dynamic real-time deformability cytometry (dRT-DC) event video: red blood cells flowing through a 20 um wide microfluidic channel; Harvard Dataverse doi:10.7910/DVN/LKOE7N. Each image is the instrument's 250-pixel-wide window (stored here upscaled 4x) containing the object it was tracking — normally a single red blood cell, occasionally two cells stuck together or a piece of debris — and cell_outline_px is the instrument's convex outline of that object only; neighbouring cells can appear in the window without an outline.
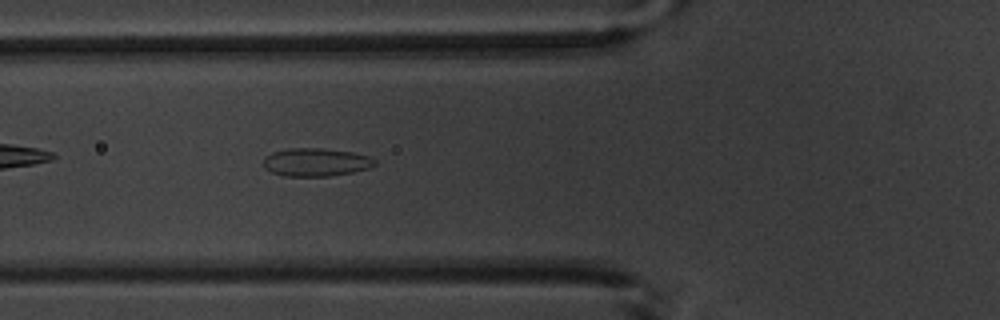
{"species": "common noctule bat (a hibernating species)", "species_latin": "Nyctalus noctula", "temperature_condition": "warm", "stored_images_in_passage": 5, "camera_frame_rate_fps": 3000, "um_per_image_px": 0.085, "animal": {"sex": "male", "body_mass_g": 20.1, "forearm_length_mm": 53.5}, "frame": {"image": 1, "passage_image": 5, "time_ms": 5.0, "image_size_px": [1000, 320], "cell_outline_px": [[376, 164], [368, 168], [352, 172], [328, 176], [284, 176], [272, 172], [264, 168], [264, 156], [272, 152], [288, 148], [324, 148], [352, 152], [368, 156], [376, 160]], "centroid_in_image_um": [26.82, 13.78], "position_along_channel_um": 99.0, "area_um2": 18.26}}